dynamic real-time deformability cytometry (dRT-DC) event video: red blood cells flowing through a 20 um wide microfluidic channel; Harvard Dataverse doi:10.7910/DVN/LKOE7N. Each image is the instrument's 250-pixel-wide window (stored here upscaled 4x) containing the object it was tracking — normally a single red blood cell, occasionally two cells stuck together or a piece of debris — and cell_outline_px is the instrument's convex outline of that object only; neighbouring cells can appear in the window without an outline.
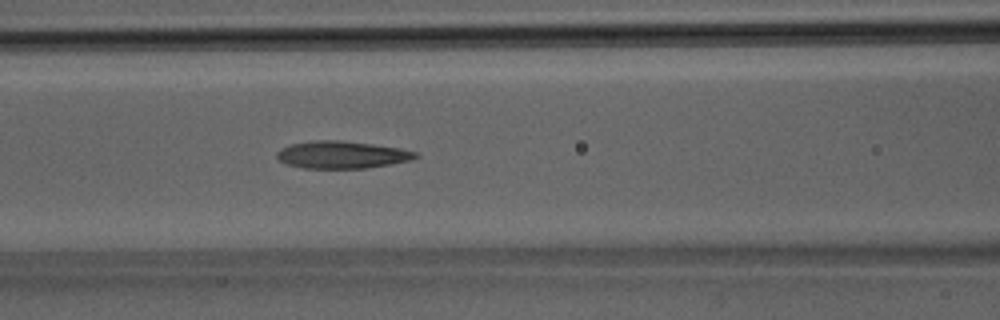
{"species": "Egyptian fruit bat (a non-hibernating species)", "species_latin": "Rousettus aegyptiacus", "temperature_condition": "room temperature", "stored_images_in_passage": 33, "camera_frame_rate_fps": 3000, "um_per_image_px": 0.085, "animal": {"sex": "male"}, "frame": {"image": 1, "passage_image": 10, "time_ms": 3.0, "image_size_px": [1000, 320], "cell_outline_px": [[420, 156], [412, 160], [368, 168], [304, 168], [288, 164], [280, 160], [276, 156], [276, 152], [280, 148], [292, 144], [316, 140], [344, 140], [400, 148], [416, 152]], "centroid_in_image_um": [29.08, 13.15], "position_along_channel_um": 137.5, "area_um2": 22.08}}